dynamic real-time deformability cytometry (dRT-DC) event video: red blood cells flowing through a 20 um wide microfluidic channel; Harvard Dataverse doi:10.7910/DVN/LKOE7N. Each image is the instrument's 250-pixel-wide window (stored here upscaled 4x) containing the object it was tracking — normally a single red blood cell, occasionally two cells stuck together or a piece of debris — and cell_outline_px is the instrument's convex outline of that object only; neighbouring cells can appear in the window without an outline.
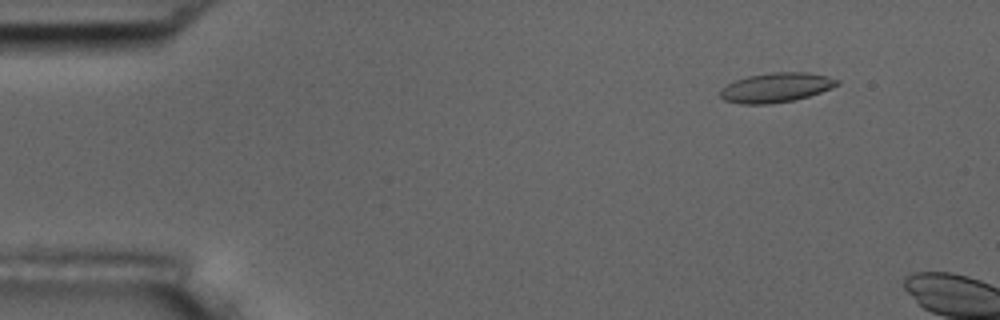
{"species": "common noctule bat (a hibernating species)", "species_latin": "Nyctalus noctula", "temperature_condition": "room temperature", "stored_images_in_passage": 3, "camera_frame_rate_fps": 3000, "um_per_image_px": 0.085, "animal": {"sex": "male", "body_mass_g": 17.5, "forearm_length_mm": 52.3}, "frame": {"image": 1, "passage_image": 2, "time_ms": 1.333, "image_size_px": [1000, 320], "cell_outline_px": [[840, 84], [832, 88], [808, 96], [792, 100], [768, 104], [740, 104], [724, 100], [720, 96], [720, 88], [736, 80], [748, 76], [772, 72], [808, 72], [828, 76], [840, 80]], "centroid_in_image_um": [65.97, 7.43], "position_along_channel_um": 19.0, "area_um2": 20.11}}